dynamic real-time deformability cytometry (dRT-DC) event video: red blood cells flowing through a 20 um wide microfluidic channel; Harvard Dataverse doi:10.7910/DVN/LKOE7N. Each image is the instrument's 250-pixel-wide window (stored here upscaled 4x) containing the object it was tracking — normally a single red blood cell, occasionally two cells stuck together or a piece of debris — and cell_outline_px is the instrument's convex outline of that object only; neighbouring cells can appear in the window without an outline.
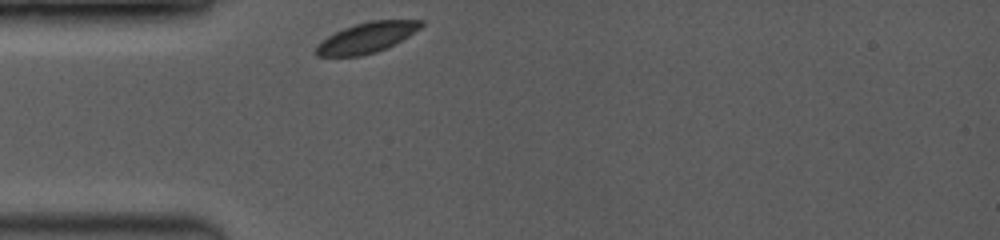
{"species": "common noctule bat (a hibernating species)", "species_latin": "Nyctalus noctula", "temperature_condition": "room temperature", "stored_images_in_passage": 4, "camera_frame_rate_fps": 3500, "um_per_image_px": 0.085, "animal": {"sex": "female", "body_mass_g": 19.0, "forearm_length_mm": 53.3}, "frame": {"image": 1, "passage_image": 1, "time_ms": 0.0, "image_size_px": [1000, 240], "cell_outline_px": [[424, 24], [420, 28], [408, 36], [376, 52], [360, 56], [316, 56], [312, 52], [316, 44], [320, 40], [344, 28], [356, 24], [372, 20], [424, 20]], "centroid_in_image_um": [31.1, 3.2], "position_along_channel_um": 53.9, "area_um2": 18.5}}